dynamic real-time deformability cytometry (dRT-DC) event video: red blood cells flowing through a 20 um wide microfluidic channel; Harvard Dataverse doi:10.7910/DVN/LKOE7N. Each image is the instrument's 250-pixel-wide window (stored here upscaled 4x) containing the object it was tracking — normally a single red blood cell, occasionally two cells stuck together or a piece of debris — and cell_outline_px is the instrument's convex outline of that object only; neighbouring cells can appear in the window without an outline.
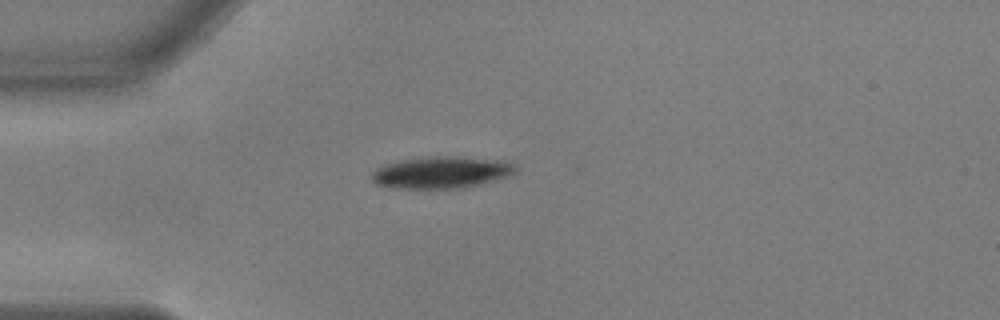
{"species": "common noctule bat (a hibernating species)", "species_latin": "Nyctalus noctula", "temperature_condition": "warm", "stored_images_in_passage": 42, "camera_frame_rate_fps": 3000, "um_per_image_px": 0.085, "animal": {"sex": "male", "body_mass_g": 17.9, "forearm_length_mm": 54.2}, "frame": {"image": 1, "passage_image": 1, "time_ms": 0.0, "image_size_px": [1000, 320], "cell_outline_px": [[516, 172], [512, 176], [468, 188], [388, 188], [376, 184], [372, 180], [372, 172], [376, 168], [400, 160], [436, 156], [452, 156], [504, 160], [516, 164]], "centroid_in_image_um": [37.59, 14.66], "position_along_channel_um": 47.4, "area_um2": 27.05}}
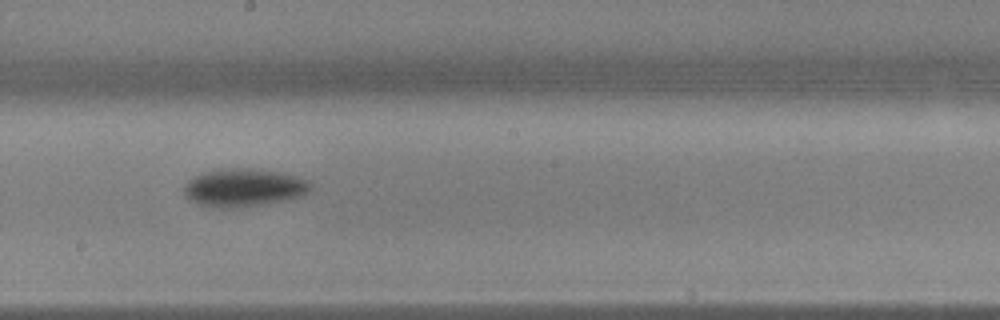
{"frame": {"image": 2, "passage_image": 17, "time_ms": 5.333, "image_size_px": [1000, 320], "cell_outline_px": [[312, 188], [308, 192], [300, 196], [280, 200], [256, 204], [224, 208], [220, 208], [200, 204], [188, 200], [184, 196], [184, 184], [188, 180], [204, 172], [220, 168], [248, 168], [280, 172], [296, 176], [308, 180], [312, 184]], "centroid_in_image_um": [20.68, 15.92], "position_along_channel_um": 227.5, "area_um2": 27.63}}
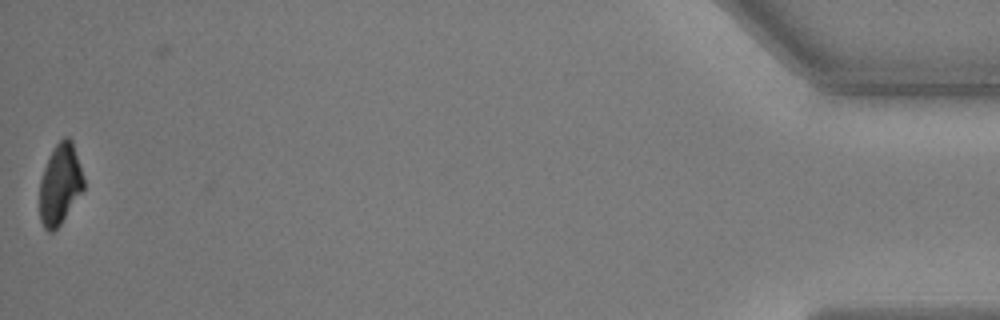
{"frame": {"image": 3, "passage_image": 41, "time_ms": 13.333, "image_size_px": [1000, 320], "cell_outline_px": [[84, 188], [60, 224], [52, 232], [48, 232], [44, 228], [40, 220], [40, 180], [44, 168], [56, 144], [64, 136], [68, 136], [72, 140], [84, 180]], "centroid_in_image_um": [5.09, 15.67], "position_along_channel_um": 430.1, "area_um2": 20.29}, "authors_computed_cell_mechanics": {"area_um2": 25.9522, "velocity_mm_per_s": 3.6777, "shape_relaxation_time_tau1_ms": 2.3404, "shape_relaxation_time_tau2_ms": null, "deformation_change_tau1": 0.1419, "deformation_change_tau2": null}}